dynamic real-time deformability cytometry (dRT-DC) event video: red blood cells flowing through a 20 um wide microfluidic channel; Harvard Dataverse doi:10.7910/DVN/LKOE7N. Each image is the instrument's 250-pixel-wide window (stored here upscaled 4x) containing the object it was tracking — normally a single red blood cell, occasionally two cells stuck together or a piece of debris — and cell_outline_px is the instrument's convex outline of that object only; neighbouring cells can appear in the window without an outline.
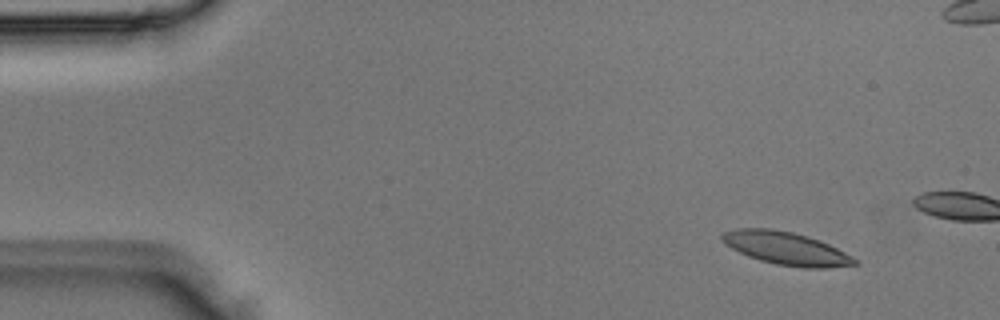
{"species": "Egyptian fruit bat (a non-hibernating species)", "species_latin": "Rousettus aegyptiacus", "temperature_condition": "room temperature", "stored_images_in_passage": 3, "camera_frame_rate_fps": 3000, "um_per_image_px": 0.085, "animal": {"sex": "male"}, "frame": {"image": 1, "passage_image": 1, "time_ms": 0.0, "image_size_px": [1000, 320], "cell_outline_px": [[860, 264], [828, 268], [804, 268], [776, 264], [760, 260], [748, 256], [732, 248], [720, 236], [724, 232], [736, 228], [772, 228], [792, 232], [808, 236], [820, 240], [852, 256]], "centroid_in_image_um": [66.85, 21.11], "position_along_channel_um": 18.1, "area_um2": 25.26}}